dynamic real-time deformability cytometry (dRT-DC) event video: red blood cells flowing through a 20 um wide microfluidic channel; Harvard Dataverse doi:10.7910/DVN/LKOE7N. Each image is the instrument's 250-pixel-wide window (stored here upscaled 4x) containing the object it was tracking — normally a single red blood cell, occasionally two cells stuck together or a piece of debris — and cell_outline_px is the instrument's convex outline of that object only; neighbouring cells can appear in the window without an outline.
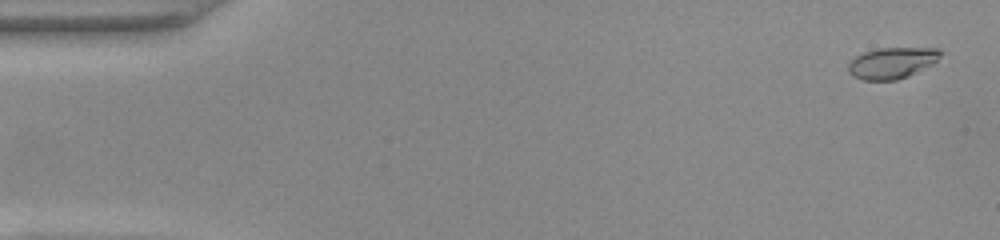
{"species": "common noctule bat (a hibernating species)", "species_latin": "Nyctalus noctula", "temperature_condition": "warm", "stored_images_in_passage": 50, "camera_frame_rate_fps": 3000, "um_per_image_px": 0.085, "animal": {"sex": "female", "body_mass_g": 22.0, "forearm_length_mm": 56.7}, "frame": {"image": 1, "passage_image": 2, "time_ms": 0.333, "image_size_px": [1000, 240], "cell_outline_px": [[944, 52], [936, 60], [908, 76], [896, 80], [860, 80], [852, 76], [848, 72], [848, 64], [856, 56], [864, 52], [876, 48], [936, 48]], "centroid_in_image_um": [75.76, 5.35], "position_along_channel_um": 9.2, "area_um2": 16.59}}
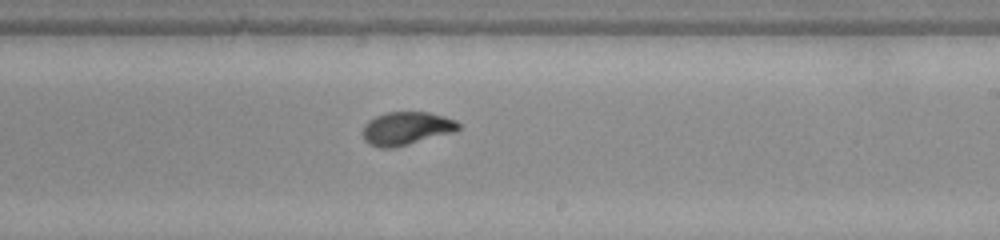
{"frame": {"image": 2, "passage_image": 30, "time_ms": 9.667, "image_size_px": [1000, 240], "cell_outline_px": [[460, 128], [456, 132], [392, 148], [380, 148], [368, 144], [364, 140], [360, 132], [364, 124], [368, 120], [376, 116], [388, 112], [428, 112], [444, 116], [456, 120], [460, 124]], "centroid_in_image_um": [34.52, 10.92], "position_along_channel_um": 254.5, "area_um2": 18.79}}
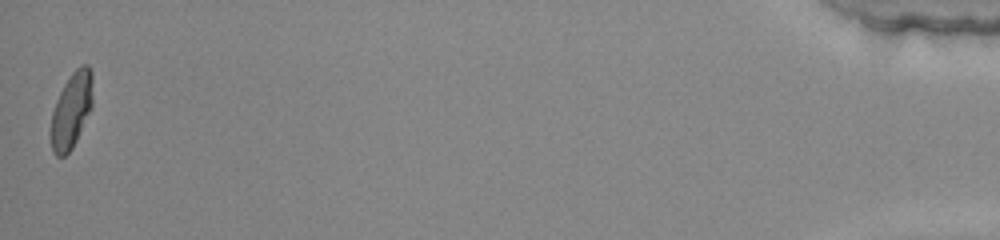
{"frame": {"image": 3, "passage_image": 50, "time_ms": 16.333, "image_size_px": [1000, 240], "cell_outline_px": [[92, 108], [72, 148], [64, 156], [56, 156], [52, 152], [48, 132], [52, 112], [56, 100], [64, 84], [72, 72], [80, 64], [88, 64], [92, 72]], "centroid_in_image_um": [6.04, 9.39], "position_along_channel_um": 429.2, "area_um2": 18.84}, "authors_computed_cell_mechanics": {"area_um2": 18.0914, "velocity_mm_per_s": 4.097, "shape_relaxation_time_tau1_ms": 3.3171, "shape_relaxation_time_tau2_ms": 0.7918, "deformation_change_tau1": 0.1883, "deformation_change_tau2": 0.0514}}